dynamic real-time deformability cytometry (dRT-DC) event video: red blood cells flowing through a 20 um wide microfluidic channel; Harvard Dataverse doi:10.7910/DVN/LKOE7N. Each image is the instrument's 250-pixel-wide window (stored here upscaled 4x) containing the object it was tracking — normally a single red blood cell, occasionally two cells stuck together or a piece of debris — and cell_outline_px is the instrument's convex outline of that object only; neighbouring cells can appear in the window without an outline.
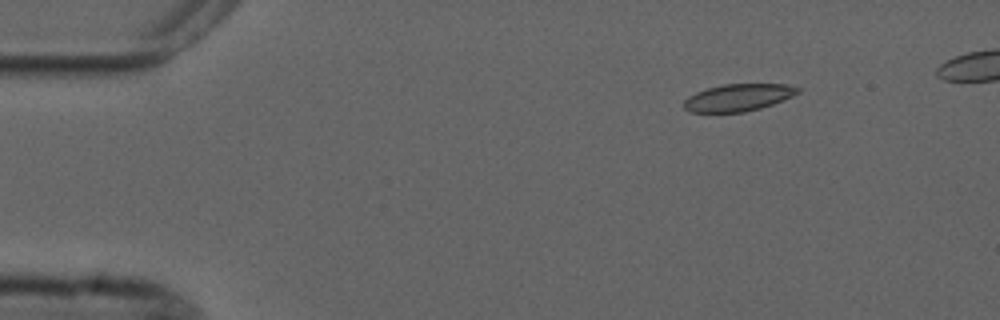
{"species": "common noctule bat (a hibernating species)", "species_latin": "Nyctalus noctula", "temperature_condition": "cold", "stored_images_in_passage": 6, "camera_frame_rate_fps": 3000, "um_per_image_px": 0.085, "animal": {"sex": "male", "forearm_length_mm": 52.5}, "frame": {"image": 1, "passage_image": 2, "time_ms": 2.0, "image_size_px": [1000, 320], "cell_outline_px": [[800, 92], [792, 96], [772, 104], [760, 108], [744, 112], [688, 112], [684, 108], [684, 100], [688, 96], [696, 92], [708, 88], [724, 84], [784, 84], [800, 88]], "centroid_in_image_um": [62.72, 8.29], "position_along_channel_um": 22.3, "area_um2": 17.92}}